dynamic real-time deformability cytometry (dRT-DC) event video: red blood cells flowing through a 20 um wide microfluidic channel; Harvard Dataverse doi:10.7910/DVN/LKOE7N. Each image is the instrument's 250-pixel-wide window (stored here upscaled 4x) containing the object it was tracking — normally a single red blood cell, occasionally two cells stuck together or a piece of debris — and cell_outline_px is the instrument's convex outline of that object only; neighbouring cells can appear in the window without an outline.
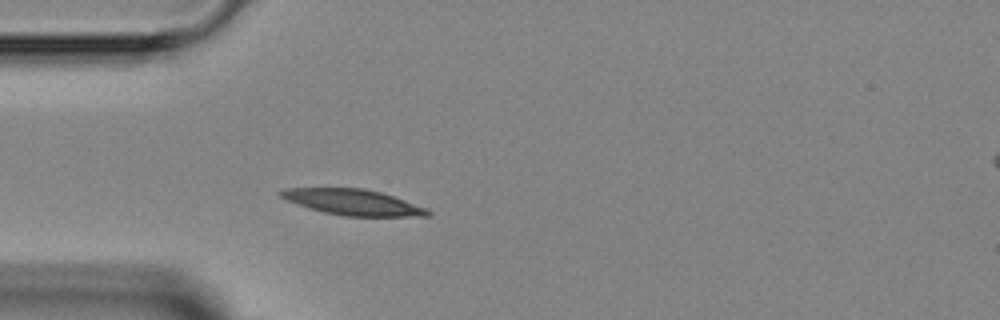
{"species": "Egyptian fruit bat (a non-hibernating species)", "species_latin": "Rousettus aegyptiacus", "temperature_condition": "room temperature", "stored_images_in_passage": 2, "camera_frame_rate_fps": 3000, "um_per_image_px": 0.085, "animal": {"sex": "female"}, "frame": {"image": 1, "passage_image": 2, "time_ms": 1.333, "image_size_px": [1000, 320], "cell_outline_px": [[432, 216], [344, 216], [324, 212], [308, 208], [296, 204], [280, 196], [276, 192], [284, 188], [364, 188], [380, 192], [428, 208], [432, 212]], "centroid_in_image_um": [30.0, 17.19], "position_along_channel_um": 55.0, "area_um2": 22.08}}